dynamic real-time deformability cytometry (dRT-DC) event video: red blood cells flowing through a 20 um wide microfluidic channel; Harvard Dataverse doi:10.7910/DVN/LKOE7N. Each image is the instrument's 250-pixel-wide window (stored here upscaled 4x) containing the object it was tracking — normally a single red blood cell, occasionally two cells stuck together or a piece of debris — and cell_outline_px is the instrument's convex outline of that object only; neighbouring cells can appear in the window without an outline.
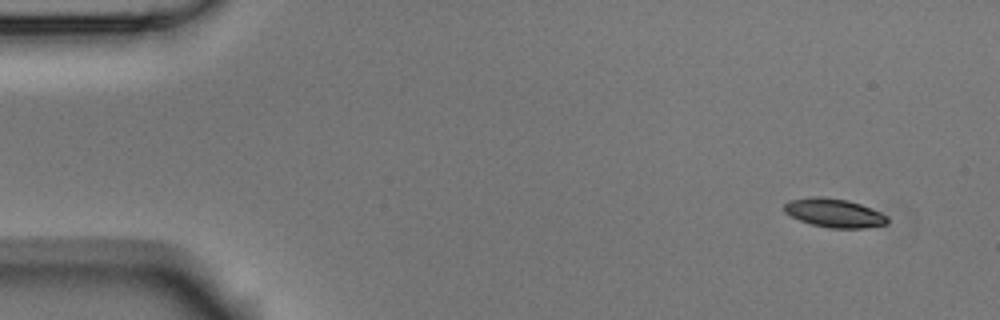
{"species": "Egyptian fruit bat (a non-hibernating species)", "species_latin": "Rousettus aegyptiacus", "temperature_condition": "room temperature", "stored_images_in_passage": 5, "segment_of_instrument_passage": [2, 2], "camera_frame_rate_fps": 3000, "um_per_image_px": 0.085, "animal": {"sex": "male"}, "frame": {"image": 1, "passage_image": 5, "time_ms": 1.333, "image_size_px": [1000, 320], "cell_outline_px": [[888, 224], [864, 228], [828, 228], [812, 224], [800, 220], [784, 212], [784, 204], [788, 200], [812, 196], [824, 196], [848, 200], [860, 204], [880, 212], [888, 216]], "centroid_in_image_um": [70.9, 18.09], "position_along_channel_um": 14.1, "area_um2": 17.4}}